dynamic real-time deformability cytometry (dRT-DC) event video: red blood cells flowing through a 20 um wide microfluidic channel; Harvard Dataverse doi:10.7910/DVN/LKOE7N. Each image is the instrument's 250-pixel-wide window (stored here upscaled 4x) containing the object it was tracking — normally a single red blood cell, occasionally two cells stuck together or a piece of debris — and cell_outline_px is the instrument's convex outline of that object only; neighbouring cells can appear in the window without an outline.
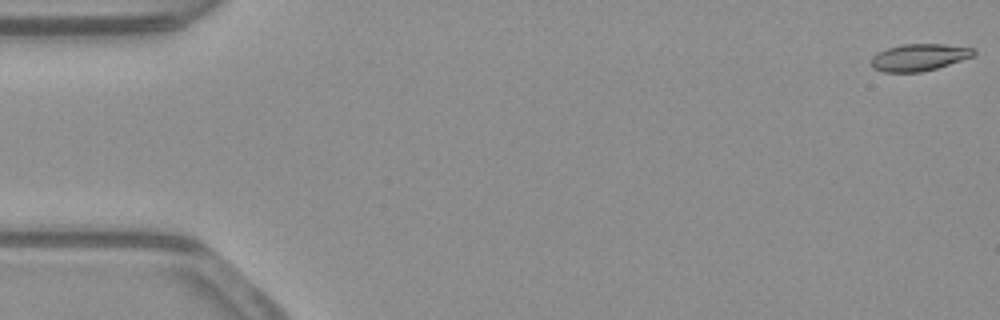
{"species": "common noctule bat (a hibernating species)", "species_latin": "Nyctalus noctula", "temperature_condition": "warm", "stored_images_in_passage": 53, "camera_frame_rate_fps": 3000, "um_per_image_px": 0.085, "animal": {"sex": "male", "body_mass_g": 23.1, "forearm_length_mm": 52.7}, "frame": {"image": 1, "passage_image": 1, "time_ms": 0.0, "image_size_px": [1000, 320], "cell_outline_px": [[976, 56], [936, 68], [920, 72], [884, 72], [872, 68], [872, 56], [888, 48], [904, 44], [944, 44], [976, 48]], "centroid_in_image_um": [78.18, 4.87], "position_along_channel_um": 6.8, "area_um2": 16.13}}
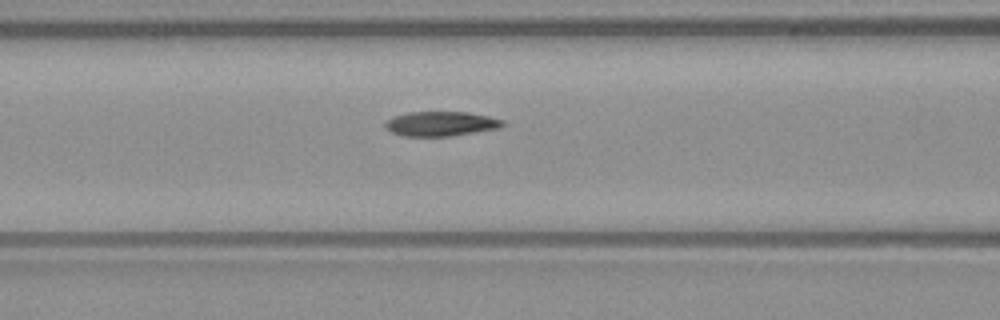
{"frame": {"image": 2, "passage_image": 22, "time_ms": 7.0, "image_size_px": [1000, 320], "cell_outline_px": [[508, 124], [500, 128], [452, 136], [404, 136], [392, 132], [384, 128], [384, 124], [392, 116], [408, 112], [468, 112], [488, 116], [504, 120]], "centroid_in_image_um": [37.5, 10.52], "position_along_channel_um": 129.1, "area_um2": 17.05}}
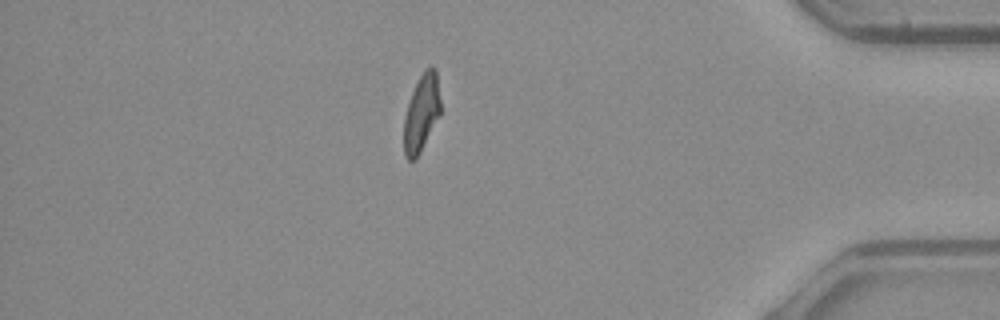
{"frame": {"image": 3, "passage_image": 46, "time_ms": 15.0, "image_size_px": [1000, 320], "cell_outline_px": [[440, 116], [416, 160], [408, 160], [404, 152], [404, 116], [412, 92], [424, 68], [432, 64], [436, 68], [440, 100]], "centroid_in_image_um": [35.84, 9.59], "position_along_channel_um": 399.4, "area_um2": 16.59}, "authors_computed_cell_mechanics": {"area_um2": 17.1088, "velocity_mm_per_s": 3.9067, "shape_relaxation_time_tau1_ms": 4.7328, "shape_relaxation_time_tau2_ms": 3.1895, "deformation_change_tau1": 0.1875, "deformation_change_tau2": 0.0785}}